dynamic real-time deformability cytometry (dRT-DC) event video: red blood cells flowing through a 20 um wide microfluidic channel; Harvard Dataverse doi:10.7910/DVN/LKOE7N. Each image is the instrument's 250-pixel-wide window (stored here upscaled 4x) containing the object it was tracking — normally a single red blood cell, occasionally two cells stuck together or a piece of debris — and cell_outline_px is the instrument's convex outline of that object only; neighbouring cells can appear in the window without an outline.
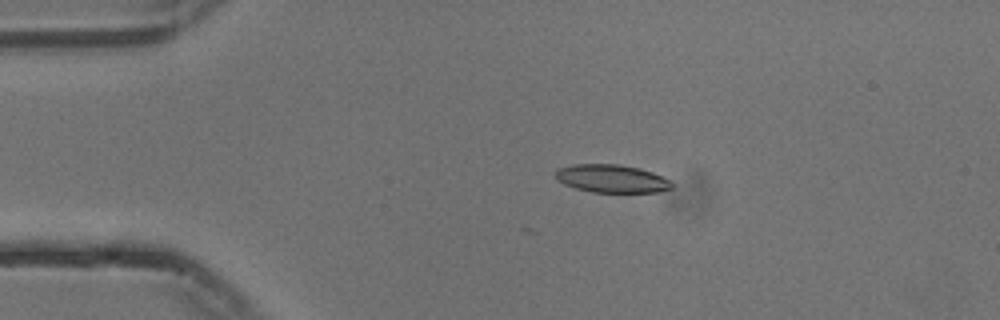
{"species": "common noctule bat (a hibernating species)", "species_latin": "Nyctalus noctula", "temperature_condition": "cold", "stored_images_in_passage": 6, "camera_frame_rate_fps": 3000, "um_per_image_px": 0.085, "animal": {"sex": "male", "body_mass_g": 13.3}, "frame": {"image": 1, "passage_image": 1, "time_ms": 0.0, "image_size_px": [1000, 320], "cell_outline_px": [[672, 188], [656, 192], [592, 192], [576, 188], [564, 184], [556, 180], [556, 168], [572, 164], [620, 164], [640, 168], [652, 172], [668, 180], [672, 184]], "centroid_in_image_um": [51.95, 15.17], "position_along_channel_um": 33.1, "area_um2": 18.96}}